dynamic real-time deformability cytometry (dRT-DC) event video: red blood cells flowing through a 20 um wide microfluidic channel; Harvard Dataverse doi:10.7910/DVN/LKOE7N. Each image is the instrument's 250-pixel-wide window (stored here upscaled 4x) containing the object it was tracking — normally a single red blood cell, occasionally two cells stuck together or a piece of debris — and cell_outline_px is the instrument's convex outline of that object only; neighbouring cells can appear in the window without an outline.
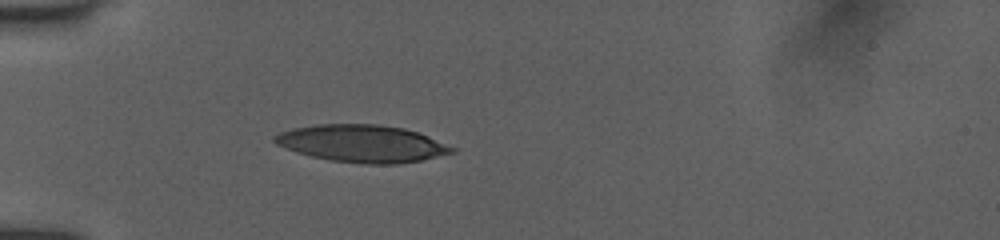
{"species": "human", "species_latin": "Homo sapiens", "temperature_condition": "room temperature", "stored_images_in_passage": 5, "camera_frame_rate_fps": 3000, "um_per_image_px": 0.085, "donor": {"sex": "female"}, "frame": {"image": 1, "passage_image": 2, "time_ms": 1.0, "image_size_px": [1000, 240], "cell_outline_px": [[456, 152], [420, 160], [396, 164], [364, 164], [332, 160], [312, 156], [296, 152], [276, 144], [272, 140], [272, 136], [280, 132], [296, 128], [316, 124], [376, 124], [404, 128], [428, 136], [456, 148]], "centroid_in_image_um": [30.77, 12.2], "position_along_channel_um": 54.2, "area_um2": 38.32}}
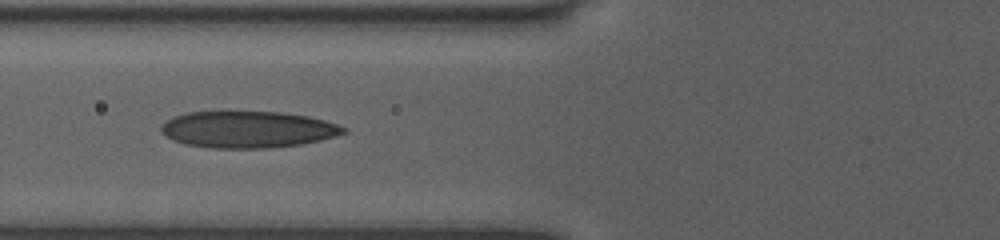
{"frame": {"image": 2, "passage_image": 4, "time_ms": 2.667, "image_size_px": [1000, 240], "cell_outline_px": [[348, 132], [336, 136], [320, 140], [300, 144], [272, 148], [212, 148], [184, 144], [172, 140], [160, 132], [160, 128], [172, 116], [188, 112], [280, 112], [308, 116], [324, 120], [336, 124], [344, 128]], "centroid_in_image_um": [21.04, 11.01], "position_along_channel_um": 104.8, "area_um2": 38.9}}